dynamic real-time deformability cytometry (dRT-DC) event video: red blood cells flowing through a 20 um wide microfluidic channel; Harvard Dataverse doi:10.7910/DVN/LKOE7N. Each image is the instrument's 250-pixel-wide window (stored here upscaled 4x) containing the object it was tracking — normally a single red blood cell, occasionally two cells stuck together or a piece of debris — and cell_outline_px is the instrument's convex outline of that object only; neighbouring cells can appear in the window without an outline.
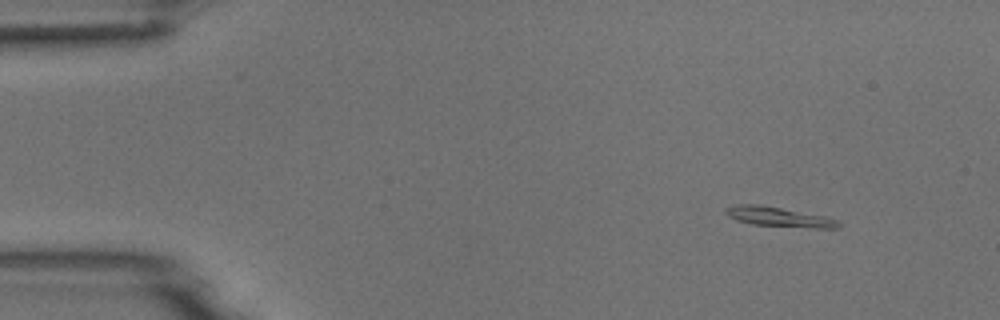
{"species": "common noctule bat (a hibernating species)", "species_latin": "Nyctalus noctula", "temperature_condition": "room temperature", "stored_images_in_passage": 3, "camera_frame_rate_fps": 3000, "um_per_image_px": 0.085, "animal": {"sex": "male", "body_mass_g": 18.8}, "frame": {"image": 1, "passage_image": 1, "time_ms": 0.0, "image_size_px": [1000, 320], "cell_outline_px": [[840, 228], [812, 228], [752, 224], [736, 220], [728, 216], [724, 212], [724, 208], [736, 204], [760, 204], [824, 216], [840, 220]], "centroid_in_image_um": [66.19, 18.43], "position_along_channel_um": 18.8, "area_um2": 13.01}}